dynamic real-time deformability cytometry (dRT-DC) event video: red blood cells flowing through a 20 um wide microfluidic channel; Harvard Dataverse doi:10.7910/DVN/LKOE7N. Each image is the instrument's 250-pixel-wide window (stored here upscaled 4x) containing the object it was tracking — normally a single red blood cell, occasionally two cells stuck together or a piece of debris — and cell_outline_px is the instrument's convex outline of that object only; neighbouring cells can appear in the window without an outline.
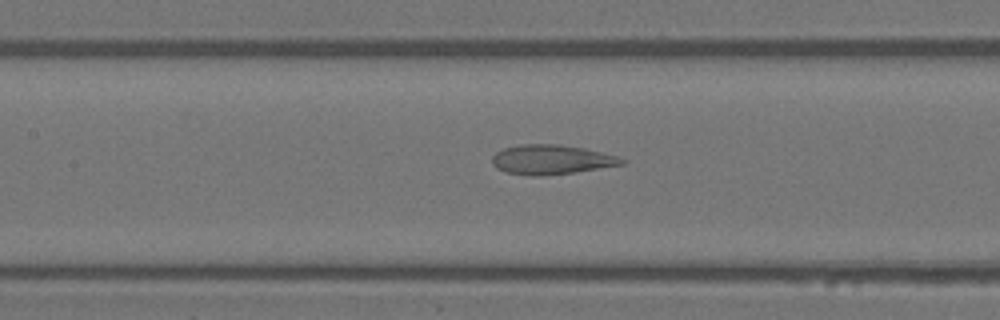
{"species": "Egyptian fruit bat (a non-hibernating species)", "species_latin": "Rousettus aegyptiacus", "temperature_condition": "warm", "stored_images_in_passage": 41, "camera_frame_rate_fps": 3000, "um_per_image_px": 0.085, "animal": {"sex": "female"}, "frame": {"image": 1, "passage_image": 15, "time_ms": 4.667, "image_size_px": [1000, 320], "cell_outline_px": [[628, 160], [624, 164], [572, 172], [540, 176], [528, 176], [504, 172], [496, 168], [492, 164], [492, 156], [496, 152], [504, 148], [524, 144], [560, 144], [584, 148], [616, 156]], "centroid_in_image_um": [46.82, 13.57], "position_along_channel_um": 160.6, "area_um2": 22.25}}
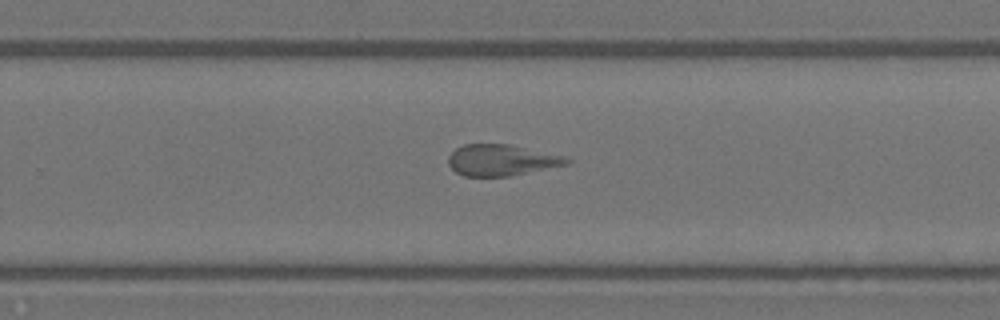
{"frame": {"image": 2, "passage_image": 24, "time_ms": 7.667, "image_size_px": [1000, 320], "cell_outline_px": [[572, 160], [568, 164], [512, 176], [464, 176], [456, 172], [448, 164], [448, 156], [456, 148], [464, 144], [508, 144], [564, 156]], "centroid_in_image_um": [42.61, 13.61], "position_along_channel_um": 287.2, "area_um2": 21.44}}
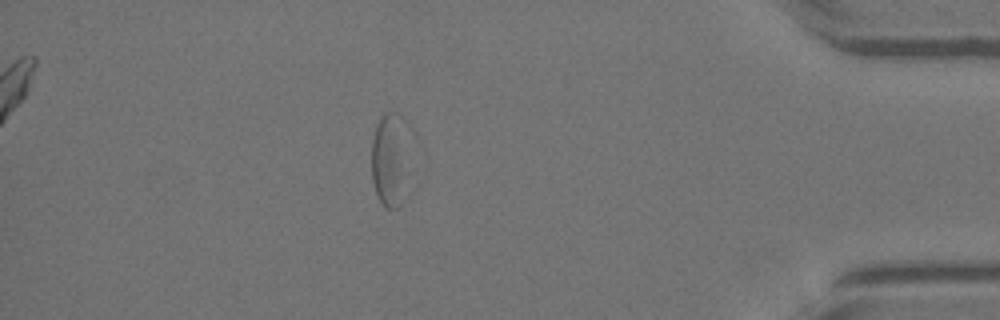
{"frame": {"image": 3, "passage_image": 35, "time_ms": 11.333, "image_size_px": [1000, 320], "cell_outline_px": [[416, 188], [400, 208], [384, 208], [376, 192], [372, 180], [372, 140], [376, 128], [380, 120], [388, 112], [396, 112], [412, 128], [416, 136]], "centroid_in_image_um": [33.48, 13.66], "position_along_channel_um": 401.7, "area_um2": 25.55}}